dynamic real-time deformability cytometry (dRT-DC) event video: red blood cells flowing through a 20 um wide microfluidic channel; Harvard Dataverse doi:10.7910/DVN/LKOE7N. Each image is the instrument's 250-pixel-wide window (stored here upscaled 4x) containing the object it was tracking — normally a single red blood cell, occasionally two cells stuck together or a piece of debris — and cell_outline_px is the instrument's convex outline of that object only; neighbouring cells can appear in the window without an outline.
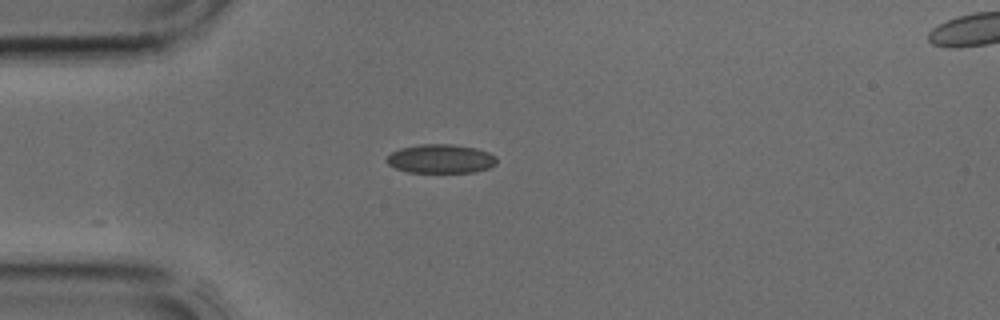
{"species": "common noctule bat (a hibernating species)", "species_latin": "Nyctalus noctula", "temperature_condition": "cold", "stored_images_in_passage": 4, "segment_of_instrument_passage": [1, 2], "camera_frame_rate_fps": 3000, "um_per_image_px": 0.085, "animal": {"sex": "male", "body_mass_g": 17.9, "forearm_length_mm": 54.2}, "frame": {"image": 1, "passage_image": 3, "time_ms": 0.667, "image_size_px": [1000, 320], "cell_outline_px": [[496, 164], [488, 168], [476, 172], [408, 172], [396, 168], [388, 164], [384, 160], [392, 152], [400, 148], [420, 144], [452, 144], [476, 148], [488, 152], [496, 156]], "centroid_in_image_um": [37.46, 13.49], "position_along_channel_um": 47.5, "area_um2": 18.55}}